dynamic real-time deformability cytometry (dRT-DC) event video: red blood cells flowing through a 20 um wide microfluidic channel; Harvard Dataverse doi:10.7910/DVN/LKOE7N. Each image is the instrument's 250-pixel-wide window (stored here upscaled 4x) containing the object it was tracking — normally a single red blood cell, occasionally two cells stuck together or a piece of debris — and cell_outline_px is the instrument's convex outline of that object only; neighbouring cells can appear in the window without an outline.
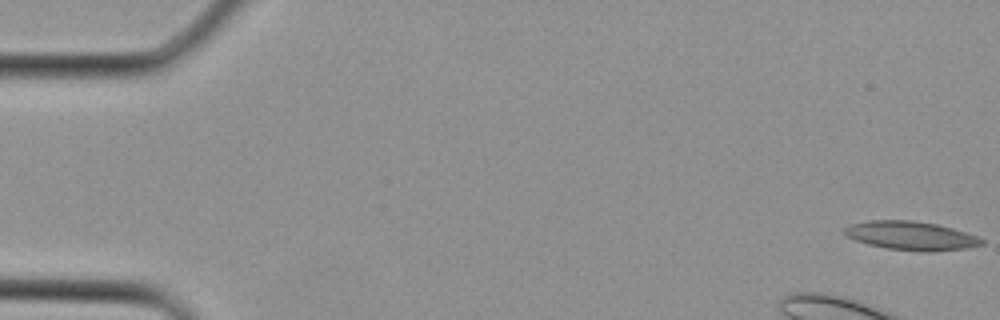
{"species": "Egyptian fruit bat (a non-hibernating species)", "species_latin": "Rousettus aegyptiacus", "temperature_condition": "cold", "stored_images_in_passage": 4, "camera_frame_rate_fps": 3000, "um_per_image_px": 0.085, "animal": {"sex": "female"}, "frame": {"image": 1, "passage_image": 1, "time_ms": 0.0, "image_size_px": [1000, 320], "cell_outline_px": [[984, 244], [968, 248], [932, 252], [920, 252], [888, 248], [868, 244], [844, 236], [840, 232], [848, 224], [868, 220], [912, 220], [936, 224], [952, 228], [976, 236], [984, 240]], "centroid_in_image_um": [77.38, 20.03], "position_along_channel_um": 7.6, "area_um2": 23.24}}